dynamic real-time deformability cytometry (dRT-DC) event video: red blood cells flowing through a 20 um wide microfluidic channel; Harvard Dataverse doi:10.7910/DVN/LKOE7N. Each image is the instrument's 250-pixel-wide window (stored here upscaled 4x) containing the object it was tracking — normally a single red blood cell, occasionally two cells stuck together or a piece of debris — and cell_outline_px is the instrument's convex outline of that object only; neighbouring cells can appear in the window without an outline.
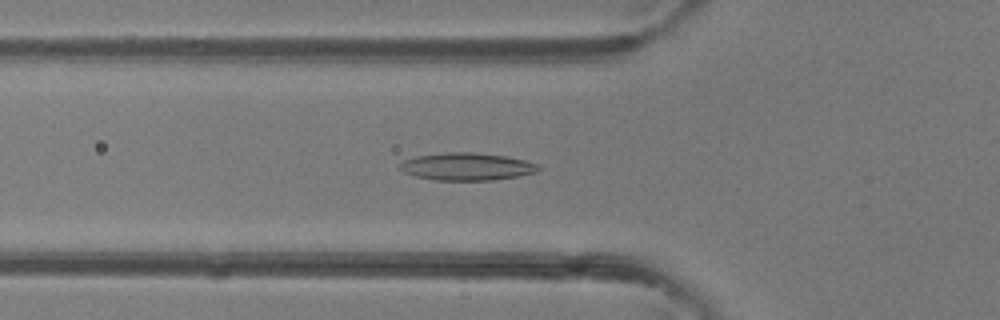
{"species": "common noctule bat (a hibernating species)", "species_latin": "Nyctalus noctula", "temperature_condition": "room temperature", "stored_images_in_passage": 47, "camera_frame_rate_fps": 3000, "um_per_image_px": 0.085, "animal": {"sex": "female"}, "frame": {"image": 1, "passage_image": 16, "time_ms": 5.0, "image_size_px": [1000, 320], "cell_outline_px": [[540, 168], [536, 172], [520, 176], [492, 180], [436, 180], [416, 176], [404, 172], [400, 168], [400, 164], [404, 160], [416, 156], [448, 152], [472, 152], [504, 156], [524, 160], [536, 164]], "centroid_in_image_um": [39.68, 14.16], "position_along_channel_um": 86.1, "area_um2": 21.96}}
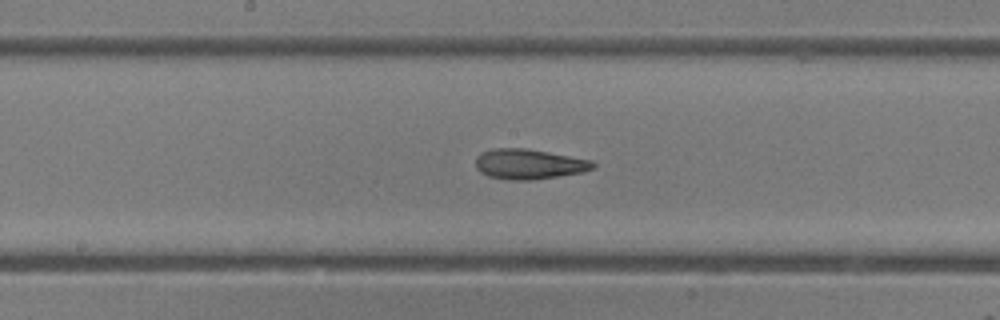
{"frame": {"image": 2, "passage_image": 24, "time_ms": 7.667, "image_size_px": [1000, 320], "cell_outline_px": [[596, 168], [584, 172], [532, 180], [512, 180], [488, 176], [480, 172], [476, 168], [476, 156], [480, 152], [492, 148], [524, 148], [548, 152], [592, 160], [596, 164]], "centroid_in_image_um": [44.96, 13.94], "position_along_channel_um": 203.2, "area_um2": 20.75}}
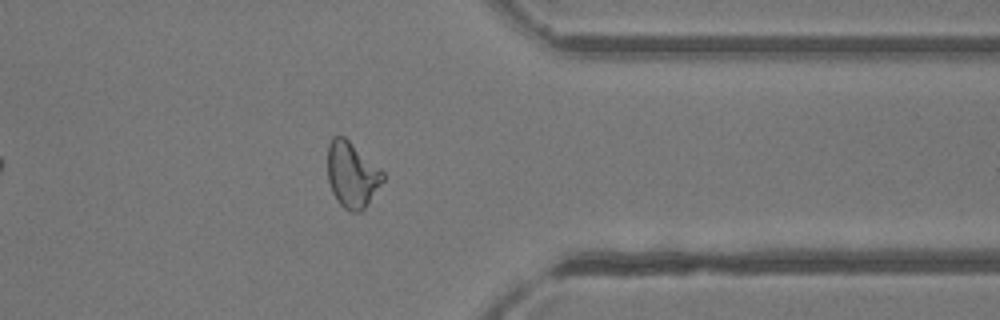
{"frame": {"image": 3, "passage_image": 37, "time_ms": 12.0, "image_size_px": [1000, 320], "cell_outline_px": [[384, 180], [368, 204], [360, 212], [348, 212], [340, 204], [332, 192], [328, 180], [328, 144], [332, 136], [344, 136], [384, 172]], "centroid_in_image_um": [29.91, 14.86], "position_along_channel_um": 381.5, "area_um2": 21.1}, "authors_computed_cell_mechanics": {"area_um2": 21.5594, "velocity_mm_per_s": 4.3497, "shape_relaxation_time_tau1_ms": null, "shape_relaxation_time_tau2_ms": 2.9342, "deformation_change_tau1": null, "deformation_change_tau2": 0.1168}}